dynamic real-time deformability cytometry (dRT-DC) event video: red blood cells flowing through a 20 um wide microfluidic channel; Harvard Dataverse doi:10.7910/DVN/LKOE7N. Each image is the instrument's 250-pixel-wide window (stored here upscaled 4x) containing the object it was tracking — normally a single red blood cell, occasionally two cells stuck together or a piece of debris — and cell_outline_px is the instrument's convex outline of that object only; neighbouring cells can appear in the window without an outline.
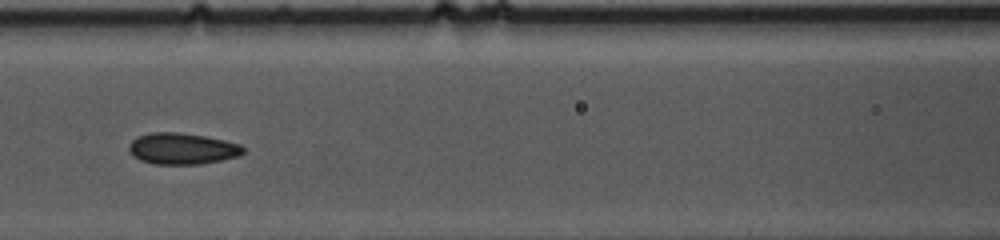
{"species": "common noctule bat (a hibernating species)", "species_latin": "Nyctalus noctula", "temperature_condition": "cold", "stored_images_in_passage": 50, "camera_frame_rate_fps": 3000, "um_per_image_px": 0.085, "animal": {"sex": "female", "body_mass_g": 10.0, "forearm_length_mm": 53.1}, "frame": {"image": 1, "passage_image": 22, "time_ms": 7.0, "image_size_px": [1000, 240], "cell_outline_px": [[244, 152], [240, 156], [200, 164], [152, 164], [140, 160], [132, 156], [128, 148], [128, 144], [136, 136], [152, 132], [176, 132], [204, 136], [224, 140], [240, 144], [244, 148]], "centroid_in_image_um": [15.45, 12.63], "position_along_channel_um": 151.1, "area_um2": 20.98}, "authors_computed_cell_mechanics": {"area_um2": 20.9814, "velocity_mm_per_s": 3.6704, "shape_relaxation_time_tau1_ms": 3.7806, "shape_relaxation_time_tau2_ms": 2.806, "deformation_change_tau1": 0.0908, "deformation_change_tau2": 0.0688}}